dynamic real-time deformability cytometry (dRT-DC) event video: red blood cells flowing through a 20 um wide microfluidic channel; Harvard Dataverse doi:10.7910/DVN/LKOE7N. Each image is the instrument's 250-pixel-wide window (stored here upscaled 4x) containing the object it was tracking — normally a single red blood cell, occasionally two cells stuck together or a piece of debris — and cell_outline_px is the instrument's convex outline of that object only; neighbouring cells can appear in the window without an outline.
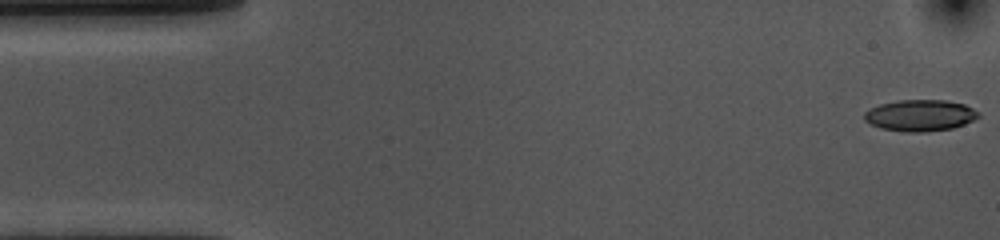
{"species": "common noctule bat (a hibernating species)", "species_latin": "Nyctalus noctula", "temperature_condition": "cold", "stored_images_in_passage": 54, "camera_frame_rate_fps": 3000, "um_per_image_px": 0.085, "animal": {"sex": "female", "body_mass_g": 10.0, "forearm_length_mm": 53.1}, "frame": {"image": 1, "passage_image": 1, "time_ms": 0.0, "image_size_px": [1000, 240], "cell_outline_px": [[980, 116], [964, 124], [952, 128], [924, 132], [904, 132], [880, 128], [864, 120], [864, 112], [880, 104], [900, 100], [944, 100], [964, 104], [980, 112]], "centroid_in_image_um": [78.21, 9.81], "position_along_channel_um": 6.8, "area_um2": 20.81}}
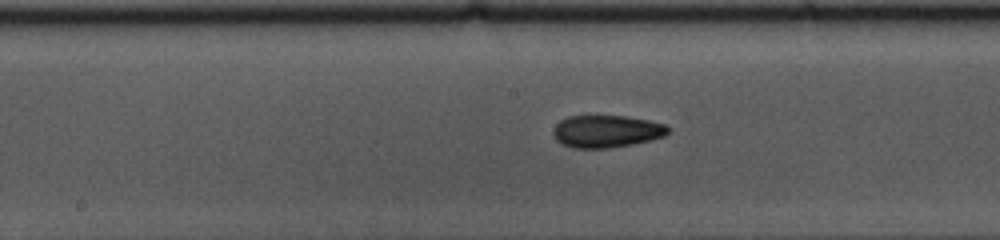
{"frame": {"image": 2, "passage_image": 26, "time_ms": 8.333, "image_size_px": [1000, 240], "cell_outline_px": [[668, 132], [664, 136], [652, 140], [632, 144], [608, 148], [572, 148], [560, 144], [552, 136], [552, 132], [556, 124], [560, 120], [568, 116], [628, 116], [668, 124]], "centroid_in_image_um": [51.53, 11.16], "position_along_channel_um": 196.7, "area_um2": 21.91}}
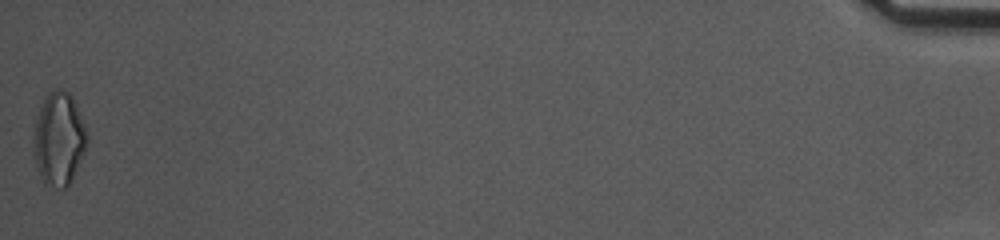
{"frame": {"image": 3, "passage_image": 54, "time_ms": 17.667, "image_size_px": [1000, 240], "cell_outline_px": [[88, 144], [72, 180], [64, 188], [60, 188], [44, 184], [40, 176], [36, 164], [36, 120], [44, 96], [48, 92], [56, 88], [60, 88], [68, 92], [72, 96], [76, 104], [88, 136]], "centroid_in_image_um": [5.05, 11.79], "position_along_channel_um": 430.2, "area_um2": 28.5}, "authors_computed_cell_mechanics": {"area_um2": 21.5305, "velocity_mm_per_s": 3.6295, "shape_relaxation_time_tau1_ms": 4.4634, "shape_relaxation_time_tau2_ms": 4.1547, "deformation_change_tau1": 0.1275, "deformation_change_tau2": 0.1043}}